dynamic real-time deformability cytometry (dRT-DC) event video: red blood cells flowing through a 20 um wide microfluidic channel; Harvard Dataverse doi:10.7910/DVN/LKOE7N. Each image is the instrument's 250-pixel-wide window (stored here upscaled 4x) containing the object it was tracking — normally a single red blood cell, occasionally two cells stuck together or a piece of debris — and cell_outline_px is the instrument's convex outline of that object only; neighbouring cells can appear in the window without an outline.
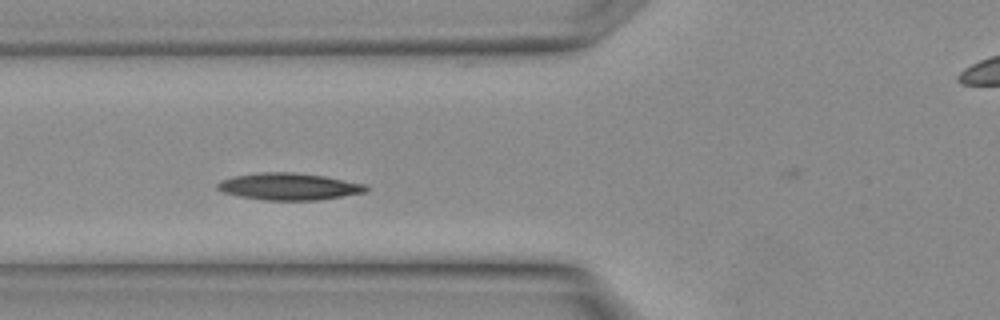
{"species": "Egyptian fruit bat (a non-hibernating species)", "species_latin": "Rousettus aegyptiacus", "temperature_condition": "warm", "stored_images_in_passage": 24, "camera_frame_rate_fps": 3000, "um_per_image_px": 0.085, "animal": {"sex": "female"}, "frame": {"image": 1, "passage_image": 4, "time_ms": 1.0, "image_size_px": [1000, 320], "cell_outline_px": [[372, 188], [368, 192], [320, 200], [264, 200], [240, 196], [224, 192], [216, 188], [216, 184], [220, 180], [232, 176], [264, 172], [292, 172], [324, 176], [368, 184]], "centroid_in_image_um": [24.63, 15.85], "position_along_channel_um": 101.2, "area_um2": 23.58}}